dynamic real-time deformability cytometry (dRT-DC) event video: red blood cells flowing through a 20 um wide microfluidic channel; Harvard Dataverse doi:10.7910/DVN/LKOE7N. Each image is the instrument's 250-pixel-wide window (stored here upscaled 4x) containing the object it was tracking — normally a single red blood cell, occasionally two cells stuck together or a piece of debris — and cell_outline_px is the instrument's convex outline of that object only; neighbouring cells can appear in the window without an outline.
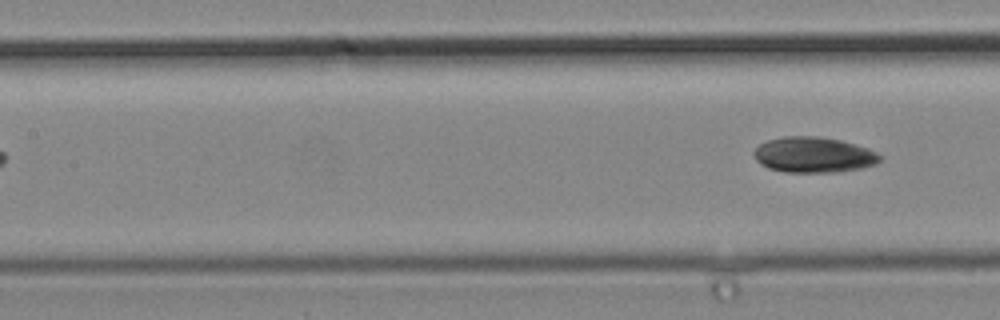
{"species": "common noctule bat (a hibernating species)", "species_latin": "Nyctalus noctula", "temperature_condition": "cold", "stored_images_in_passage": 6, "segment_of_instrument_passage": [2, 2], "camera_frame_rate_fps": 3000, "um_per_image_px": 0.085, "animal": {"sex": "male", "body_mass_g": 19.2, "forearm_length_mm": 51.8}, "frame": {"image": 1, "passage_image": 6, "time_ms": 1.667, "image_size_px": [1000, 320], "cell_outline_px": [[884, 156], [876, 164], [864, 168], [836, 172], [784, 172], [768, 168], [760, 164], [756, 160], [752, 152], [760, 144], [768, 140], [784, 136], [820, 136], [840, 140], [868, 148]], "centroid_in_image_um": [69.17, 13.16], "position_along_channel_um": 138.2, "area_um2": 26.36}}